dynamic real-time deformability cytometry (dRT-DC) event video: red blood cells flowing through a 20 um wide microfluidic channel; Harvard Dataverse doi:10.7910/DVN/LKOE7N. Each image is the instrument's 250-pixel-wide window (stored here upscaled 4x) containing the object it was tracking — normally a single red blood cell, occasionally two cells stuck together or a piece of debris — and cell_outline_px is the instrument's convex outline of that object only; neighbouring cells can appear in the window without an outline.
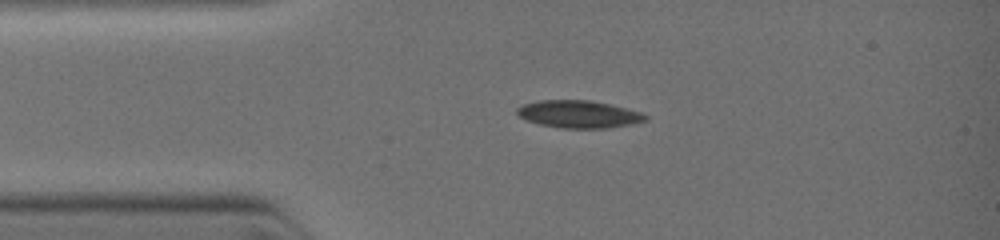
{"species": "common noctule bat (a hibernating species)", "species_latin": "Nyctalus noctula", "temperature_condition": "warm", "stored_images_in_passage": 4, "camera_frame_rate_fps": 3000, "um_per_image_px": 0.085, "animal": {"sex": "female", "body_mass_g": 19.0, "forearm_length_mm": 51.5}, "frame": {"image": 1, "passage_image": 3, "time_ms": 1.333, "image_size_px": [1000, 240], "cell_outline_px": [[648, 120], [632, 124], [608, 128], [560, 128], [540, 124], [524, 120], [516, 112], [516, 108], [524, 104], [536, 100], [588, 100], [608, 104], [640, 112], [648, 116]], "centroid_in_image_um": [49.16, 9.71], "position_along_channel_um": 35.8, "area_um2": 20.52}}
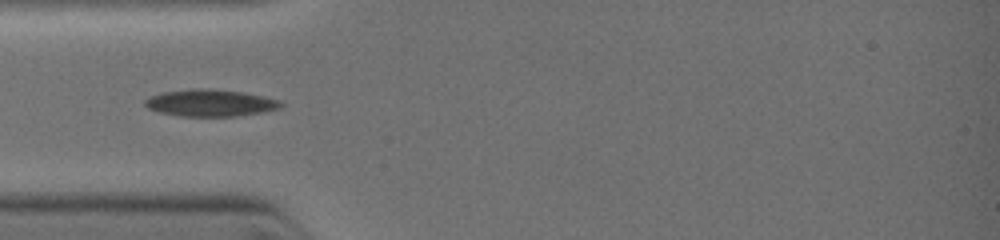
{"frame": {"image": 2, "passage_image": 4, "time_ms": 2.333, "image_size_px": [1000, 240], "cell_outline_px": [[284, 104], [280, 108], [260, 112], [232, 116], [180, 116], [160, 112], [148, 108], [144, 104], [144, 100], [152, 96], [164, 92], [196, 88], [244, 92], [280, 100]], "centroid_in_image_um": [17.88, 8.75], "position_along_channel_um": 67.1, "area_um2": 20.92}}